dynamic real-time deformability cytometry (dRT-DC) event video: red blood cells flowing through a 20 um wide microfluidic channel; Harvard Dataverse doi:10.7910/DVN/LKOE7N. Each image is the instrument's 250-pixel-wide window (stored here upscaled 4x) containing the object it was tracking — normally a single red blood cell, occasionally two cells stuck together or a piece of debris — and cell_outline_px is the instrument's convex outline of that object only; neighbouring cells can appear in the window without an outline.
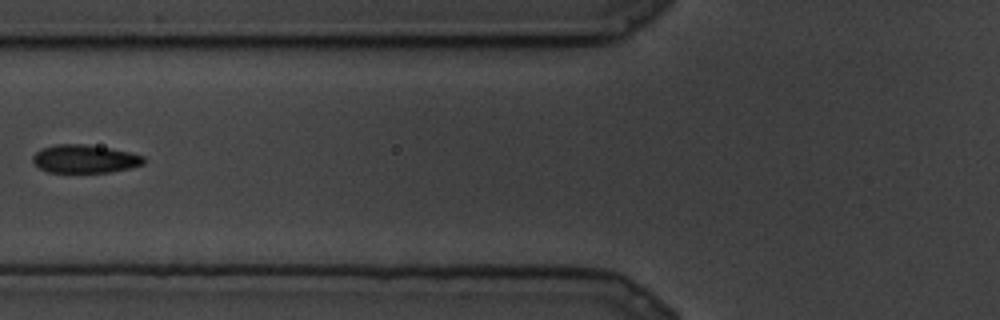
{"species": "common noctule bat (a hibernating species)", "species_latin": "Nyctalus noctula", "temperature_condition": "cold", "stored_images_in_passage": 10, "camera_frame_rate_fps": 3000, "um_per_image_px": 0.085, "animal": {"sex": "male", "body_mass_g": 19.5, "forearm_length_mm": 54.6}, "frame": {"image": 1, "passage_image": 10, "time_ms": 3.0, "image_size_px": [1000, 320], "cell_outline_px": [[144, 164], [128, 168], [108, 172], [48, 172], [40, 168], [32, 160], [32, 156], [40, 148], [56, 144], [84, 144], [108, 148], [128, 152], [144, 156]], "centroid_in_image_um": [7.16, 13.5], "position_along_channel_um": 118.6, "area_um2": 18.03}}